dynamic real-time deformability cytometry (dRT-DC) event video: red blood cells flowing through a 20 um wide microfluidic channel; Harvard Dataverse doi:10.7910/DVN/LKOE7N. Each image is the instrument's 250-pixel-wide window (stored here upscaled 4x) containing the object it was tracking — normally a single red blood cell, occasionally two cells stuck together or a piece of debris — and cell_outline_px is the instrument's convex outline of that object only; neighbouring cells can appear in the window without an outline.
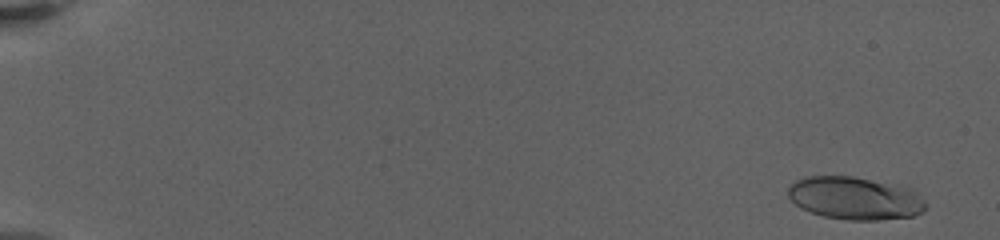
{"species": "human", "species_latin": "Homo sapiens", "temperature_condition": "warm", "stored_images_in_passage": 33, "camera_frame_rate_fps": 3000, "um_per_image_px": 0.085, "donor": {"sex": "female"}, "frame": {"image": 1, "passage_image": 5, "time_ms": 1.0, "image_size_px": [1000, 240], "cell_outline_px": [[928, 208], [924, 212], [912, 216], [876, 220], [844, 220], [824, 216], [800, 208], [788, 196], [788, 188], [796, 180], [808, 176], [852, 176], [900, 184], [912, 188], [924, 200]], "centroid_in_image_um": [72.72, 16.84], "position_along_channel_um": 12.3, "area_um2": 34.68}}